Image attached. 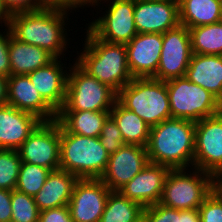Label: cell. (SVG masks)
Wrapping results in <instances>:
<instances>
[{
    "instance_id": "1",
    "label": "cell",
    "mask_w": 222,
    "mask_h": 222,
    "mask_svg": "<svg viewBox=\"0 0 222 222\" xmlns=\"http://www.w3.org/2000/svg\"><path fill=\"white\" fill-rule=\"evenodd\" d=\"M67 10L70 11L45 6L34 11L15 13L11 15L8 27L17 40L43 48L59 59L68 45L67 29L64 28Z\"/></svg>"
},
{
    "instance_id": "2",
    "label": "cell",
    "mask_w": 222,
    "mask_h": 222,
    "mask_svg": "<svg viewBox=\"0 0 222 222\" xmlns=\"http://www.w3.org/2000/svg\"><path fill=\"white\" fill-rule=\"evenodd\" d=\"M194 147L195 122L169 118L151 127L146 150L151 163L188 169L193 167Z\"/></svg>"
},
{
    "instance_id": "3",
    "label": "cell",
    "mask_w": 222,
    "mask_h": 222,
    "mask_svg": "<svg viewBox=\"0 0 222 222\" xmlns=\"http://www.w3.org/2000/svg\"><path fill=\"white\" fill-rule=\"evenodd\" d=\"M86 34L84 51L75 62L90 76L118 93L133 79L125 44L100 40L89 29Z\"/></svg>"
},
{
    "instance_id": "4",
    "label": "cell",
    "mask_w": 222,
    "mask_h": 222,
    "mask_svg": "<svg viewBox=\"0 0 222 222\" xmlns=\"http://www.w3.org/2000/svg\"><path fill=\"white\" fill-rule=\"evenodd\" d=\"M110 154L98 137L67 132L60 125V168L78 179H100Z\"/></svg>"
},
{
    "instance_id": "5",
    "label": "cell",
    "mask_w": 222,
    "mask_h": 222,
    "mask_svg": "<svg viewBox=\"0 0 222 222\" xmlns=\"http://www.w3.org/2000/svg\"><path fill=\"white\" fill-rule=\"evenodd\" d=\"M117 101L150 127L171 118L166 81L153 77L133 78L117 93Z\"/></svg>"
},
{
    "instance_id": "6",
    "label": "cell",
    "mask_w": 222,
    "mask_h": 222,
    "mask_svg": "<svg viewBox=\"0 0 222 222\" xmlns=\"http://www.w3.org/2000/svg\"><path fill=\"white\" fill-rule=\"evenodd\" d=\"M166 87L171 118L197 122L222 111V103L213 94L186 76L166 81Z\"/></svg>"
},
{
    "instance_id": "7",
    "label": "cell",
    "mask_w": 222,
    "mask_h": 222,
    "mask_svg": "<svg viewBox=\"0 0 222 222\" xmlns=\"http://www.w3.org/2000/svg\"><path fill=\"white\" fill-rule=\"evenodd\" d=\"M171 169L159 203L177 210L198 209L214 189V176L195 168ZM198 173V174H197Z\"/></svg>"
},
{
    "instance_id": "8",
    "label": "cell",
    "mask_w": 222,
    "mask_h": 222,
    "mask_svg": "<svg viewBox=\"0 0 222 222\" xmlns=\"http://www.w3.org/2000/svg\"><path fill=\"white\" fill-rule=\"evenodd\" d=\"M67 72L66 99L59 111H110L117 93L85 72L76 62Z\"/></svg>"
},
{
    "instance_id": "9",
    "label": "cell",
    "mask_w": 222,
    "mask_h": 222,
    "mask_svg": "<svg viewBox=\"0 0 222 222\" xmlns=\"http://www.w3.org/2000/svg\"><path fill=\"white\" fill-rule=\"evenodd\" d=\"M214 177L222 172V111L195 122L193 169Z\"/></svg>"
},
{
    "instance_id": "10",
    "label": "cell",
    "mask_w": 222,
    "mask_h": 222,
    "mask_svg": "<svg viewBox=\"0 0 222 222\" xmlns=\"http://www.w3.org/2000/svg\"><path fill=\"white\" fill-rule=\"evenodd\" d=\"M17 150L22 162L58 170L60 124L56 120L41 122Z\"/></svg>"
},
{
    "instance_id": "11",
    "label": "cell",
    "mask_w": 222,
    "mask_h": 222,
    "mask_svg": "<svg viewBox=\"0 0 222 222\" xmlns=\"http://www.w3.org/2000/svg\"><path fill=\"white\" fill-rule=\"evenodd\" d=\"M103 17L92 21L88 29L100 40L127 44L138 33L134 21V0H113Z\"/></svg>"
},
{
    "instance_id": "12",
    "label": "cell",
    "mask_w": 222,
    "mask_h": 222,
    "mask_svg": "<svg viewBox=\"0 0 222 222\" xmlns=\"http://www.w3.org/2000/svg\"><path fill=\"white\" fill-rule=\"evenodd\" d=\"M190 32L187 27H177L163 33V44L156 75L160 81L183 77L192 58Z\"/></svg>"
},
{
    "instance_id": "13",
    "label": "cell",
    "mask_w": 222,
    "mask_h": 222,
    "mask_svg": "<svg viewBox=\"0 0 222 222\" xmlns=\"http://www.w3.org/2000/svg\"><path fill=\"white\" fill-rule=\"evenodd\" d=\"M111 190L101 179H78L68 203L74 222H100Z\"/></svg>"
},
{
    "instance_id": "14",
    "label": "cell",
    "mask_w": 222,
    "mask_h": 222,
    "mask_svg": "<svg viewBox=\"0 0 222 222\" xmlns=\"http://www.w3.org/2000/svg\"><path fill=\"white\" fill-rule=\"evenodd\" d=\"M148 162L146 147L125 144L110 154L100 179L111 191H118L140 173Z\"/></svg>"
},
{
    "instance_id": "15",
    "label": "cell",
    "mask_w": 222,
    "mask_h": 222,
    "mask_svg": "<svg viewBox=\"0 0 222 222\" xmlns=\"http://www.w3.org/2000/svg\"><path fill=\"white\" fill-rule=\"evenodd\" d=\"M134 21L137 33H159L177 27L179 2L134 0Z\"/></svg>"
},
{
    "instance_id": "16",
    "label": "cell",
    "mask_w": 222,
    "mask_h": 222,
    "mask_svg": "<svg viewBox=\"0 0 222 222\" xmlns=\"http://www.w3.org/2000/svg\"><path fill=\"white\" fill-rule=\"evenodd\" d=\"M163 44V34L138 33L129 43L127 63L133 78L154 77L156 75Z\"/></svg>"
},
{
    "instance_id": "17",
    "label": "cell",
    "mask_w": 222,
    "mask_h": 222,
    "mask_svg": "<svg viewBox=\"0 0 222 222\" xmlns=\"http://www.w3.org/2000/svg\"><path fill=\"white\" fill-rule=\"evenodd\" d=\"M171 168L148 162L143 170L118 191L144 208L160 202Z\"/></svg>"
},
{
    "instance_id": "18",
    "label": "cell",
    "mask_w": 222,
    "mask_h": 222,
    "mask_svg": "<svg viewBox=\"0 0 222 222\" xmlns=\"http://www.w3.org/2000/svg\"><path fill=\"white\" fill-rule=\"evenodd\" d=\"M7 104L35 115L42 122L54 121L57 118V112L42 98L28 75L8 77Z\"/></svg>"
},
{
    "instance_id": "19",
    "label": "cell",
    "mask_w": 222,
    "mask_h": 222,
    "mask_svg": "<svg viewBox=\"0 0 222 222\" xmlns=\"http://www.w3.org/2000/svg\"><path fill=\"white\" fill-rule=\"evenodd\" d=\"M61 63V58H55L48 65L27 74L35 89L56 112L64 106L66 99L68 74Z\"/></svg>"
},
{
    "instance_id": "20",
    "label": "cell",
    "mask_w": 222,
    "mask_h": 222,
    "mask_svg": "<svg viewBox=\"0 0 222 222\" xmlns=\"http://www.w3.org/2000/svg\"><path fill=\"white\" fill-rule=\"evenodd\" d=\"M41 122L11 105L0 106V149L17 150Z\"/></svg>"
},
{
    "instance_id": "21",
    "label": "cell",
    "mask_w": 222,
    "mask_h": 222,
    "mask_svg": "<svg viewBox=\"0 0 222 222\" xmlns=\"http://www.w3.org/2000/svg\"><path fill=\"white\" fill-rule=\"evenodd\" d=\"M185 76L222 103V56L194 54L190 59Z\"/></svg>"
},
{
    "instance_id": "22",
    "label": "cell",
    "mask_w": 222,
    "mask_h": 222,
    "mask_svg": "<svg viewBox=\"0 0 222 222\" xmlns=\"http://www.w3.org/2000/svg\"><path fill=\"white\" fill-rule=\"evenodd\" d=\"M78 178L67 171H51L41 190L34 196L41 211L56 207L68 206L74 185Z\"/></svg>"
},
{
    "instance_id": "23",
    "label": "cell",
    "mask_w": 222,
    "mask_h": 222,
    "mask_svg": "<svg viewBox=\"0 0 222 222\" xmlns=\"http://www.w3.org/2000/svg\"><path fill=\"white\" fill-rule=\"evenodd\" d=\"M11 75H27L52 62L55 57L47 50L23 43L12 35L9 39Z\"/></svg>"
},
{
    "instance_id": "24",
    "label": "cell",
    "mask_w": 222,
    "mask_h": 222,
    "mask_svg": "<svg viewBox=\"0 0 222 222\" xmlns=\"http://www.w3.org/2000/svg\"><path fill=\"white\" fill-rule=\"evenodd\" d=\"M110 111H58L56 121L69 133L99 137Z\"/></svg>"
},
{
    "instance_id": "25",
    "label": "cell",
    "mask_w": 222,
    "mask_h": 222,
    "mask_svg": "<svg viewBox=\"0 0 222 222\" xmlns=\"http://www.w3.org/2000/svg\"><path fill=\"white\" fill-rule=\"evenodd\" d=\"M222 20V0H179V21L194 28Z\"/></svg>"
},
{
    "instance_id": "26",
    "label": "cell",
    "mask_w": 222,
    "mask_h": 222,
    "mask_svg": "<svg viewBox=\"0 0 222 222\" xmlns=\"http://www.w3.org/2000/svg\"><path fill=\"white\" fill-rule=\"evenodd\" d=\"M110 116L116 122L125 144L147 146L151 127L136 113L116 101L110 110Z\"/></svg>"
},
{
    "instance_id": "27",
    "label": "cell",
    "mask_w": 222,
    "mask_h": 222,
    "mask_svg": "<svg viewBox=\"0 0 222 222\" xmlns=\"http://www.w3.org/2000/svg\"><path fill=\"white\" fill-rule=\"evenodd\" d=\"M144 207L119 191H111L100 222H142Z\"/></svg>"
},
{
    "instance_id": "28",
    "label": "cell",
    "mask_w": 222,
    "mask_h": 222,
    "mask_svg": "<svg viewBox=\"0 0 222 222\" xmlns=\"http://www.w3.org/2000/svg\"><path fill=\"white\" fill-rule=\"evenodd\" d=\"M189 32L194 54L222 56V20L189 28Z\"/></svg>"
},
{
    "instance_id": "29",
    "label": "cell",
    "mask_w": 222,
    "mask_h": 222,
    "mask_svg": "<svg viewBox=\"0 0 222 222\" xmlns=\"http://www.w3.org/2000/svg\"><path fill=\"white\" fill-rule=\"evenodd\" d=\"M50 169L22 162L19 171L16 190L30 196H35L43 187Z\"/></svg>"
},
{
    "instance_id": "30",
    "label": "cell",
    "mask_w": 222,
    "mask_h": 222,
    "mask_svg": "<svg viewBox=\"0 0 222 222\" xmlns=\"http://www.w3.org/2000/svg\"><path fill=\"white\" fill-rule=\"evenodd\" d=\"M21 163L18 150L0 149V189H16Z\"/></svg>"
},
{
    "instance_id": "31",
    "label": "cell",
    "mask_w": 222,
    "mask_h": 222,
    "mask_svg": "<svg viewBox=\"0 0 222 222\" xmlns=\"http://www.w3.org/2000/svg\"><path fill=\"white\" fill-rule=\"evenodd\" d=\"M11 207V222H39L40 210L33 196L14 189L12 190Z\"/></svg>"
},
{
    "instance_id": "32",
    "label": "cell",
    "mask_w": 222,
    "mask_h": 222,
    "mask_svg": "<svg viewBox=\"0 0 222 222\" xmlns=\"http://www.w3.org/2000/svg\"><path fill=\"white\" fill-rule=\"evenodd\" d=\"M98 138L109 154L115 153L125 145L122 134L111 116L106 119Z\"/></svg>"
},
{
    "instance_id": "33",
    "label": "cell",
    "mask_w": 222,
    "mask_h": 222,
    "mask_svg": "<svg viewBox=\"0 0 222 222\" xmlns=\"http://www.w3.org/2000/svg\"><path fill=\"white\" fill-rule=\"evenodd\" d=\"M201 222H222V196L214 188L198 208Z\"/></svg>"
},
{
    "instance_id": "34",
    "label": "cell",
    "mask_w": 222,
    "mask_h": 222,
    "mask_svg": "<svg viewBox=\"0 0 222 222\" xmlns=\"http://www.w3.org/2000/svg\"><path fill=\"white\" fill-rule=\"evenodd\" d=\"M142 222H178V210L161 203L153 204L144 208Z\"/></svg>"
},
{
    "instance_id": "35",
    "label": "cell",
    "mask_w": 222,
    "mask_h": 222,
    "mask_svg": "<svg viewBox=\"0 0 222 222\" xmlns=\"http://www.w3.org/2000/svg\"><path fill=\"white\" fill-rule=\"evenodd\" d=\"M4 34L0 33V76L9 77L11 75V66L9 59V39L11 34L10 28L4 29ZM6 33V35H5Z\"/></svg>"
},
{
    "instance_id": "36",
    "label": "cell",
    "mask_w": 222,
    "mask_h": 222,
    "mask_svg": "<svg viewBox=\"0 0 222 222\" xmlns=\"http://www.w3.org/2000/svg\"><path fill=\"white\" fill-rule=\"evenodd\" d=\"M7 11L12 15L20 12H28L45 7L42 0H2Z\"/></svg>"
},
{
    "instance_id": "37",
    "label": "cell",
    "mask_w": 222,
    "mask_h": 222,
    "mask_svg": "<svg viewBox=\"0 0 222 222\" xmlns=\"http://www.w3.org/2000/svg\"><path fill=\"white\" fill-rule=\"evenodd\" d=\"M39 222H74L71 218L68 206L56 207L41 211Z\"/></svg>"
},
{
    "instance_id": "38",
    "label": "cell",
    "mask_w": 222,
    "mask_h": 222,
    "mask_svg": "<svg viewBox=\"0 0 222 222\" xmlns=\"http://www.w3.org/2000/svg\"><path fill=\"white\" fill-rule=\"evenodd\" d=\"M103 0H42L43 5L47 7H58V8H65V9H75L77 7H82L85 5H99L98 2ZM105 1V0H104ZM108 1V0H106Z\"/></svg>"
},
{
    "instance_id": "39",
    "label": "cell",
    "mask_w": 222,
    "mask_h": 222,
    "mask_svg": "<svg viewBox=\"0 0 222 222\" xmlns=\"http://www.w3.org/2000/svg\"><path fill=\"white\" fill-rule=\"evenodd\" d=\"M11 196L12 191L0 189V222H11Z\"/></svg>"
},
{
    "instance_id": "40",
    "label": "cell",
    "mask_w": 222,
    "mask_h": 222,
    "mask_svg": "<svg viewBox=\"0 0 222 222\" xmlns=\"http://www.w3.org/2000/svg\"><path fill=\"white\" fill-rule=\"evenodd\" d=\"M178 222H201L199 210H178Z\"/></svg>"
},
{
    "instance_id": "41",
    "label": "cell",
    "mask_w": 222,
    "mask_h": 222,
    "mask_svg": "<svg viewBox=\"0 0 222 222\" xmlns=\"http://www.w3.org/2000/svg\"><path fill=\"white\" fill-rule=\"evenodd\" d=\"M7 80V77L0 76V106L7 104Z\"/></svg>"
},
{
    "instance_id": "42",
    "label": "cell",
    "mask_w": 222,
    "mask_h": 222,
    "mask_svg": "<svg viewBox=\"0 0 222 222\" xmlns=\"http://www.w3.org/2000/svg\"><path fill=\"white\" fill-rule=\"evenodd\" d=\"M10 18H11V14L7 11L2 0H0V23L2 24V21H3L5 27H7L9 24Z\"/></svg>"
},
{
    "instance_id": "43",
    "label": "cell",
    "mask_w": 222,
    "mask_h": 222,
    "mask_svg": "<svg viewBox=\"0 0 222 222\" xmlns=\"http://www.w3.org/2000/svg\"><path fill=\"white\" fill-rule=\"evenodd\" d=\"M214 188L222 196V172L214 177Z\"/></svg>"
},
{
    "instance_id": "44",
    "label": "cell",
    "mask_w": 222,
    "mask_h": 222,
    "mask_svg": "<svg viewBox=\"0 0 222 222\" xmlns=\"http://www.w3.org/2000/svg\"><path fill=\"white\" fill-rule=\"evenodd\" d=\"M157 1L179 2V0H157Z\"/></svg>"
}]
</instances>
